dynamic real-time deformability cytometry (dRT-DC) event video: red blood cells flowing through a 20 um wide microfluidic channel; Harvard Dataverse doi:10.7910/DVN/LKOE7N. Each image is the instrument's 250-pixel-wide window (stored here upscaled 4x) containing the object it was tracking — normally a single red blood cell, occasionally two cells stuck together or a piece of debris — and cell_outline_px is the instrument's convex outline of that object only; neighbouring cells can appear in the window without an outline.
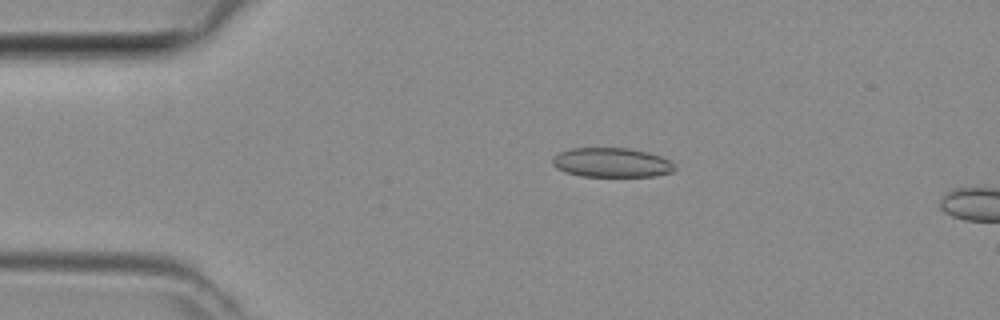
{"species": "common noctule bat (a hibernating species)", "species_latin": "Nyctalus noctula", "temperature_condition": "room temperature", "stored_images_in_passage": 7, "camera_frame_rate_fps": 3000, "um_per_image_px": 0.085, "animal": {"sex": "female", "body_mass_g": 29.2, "forearm_length_mm": 56.3}, "frame": {"image": 1, "passage_image": 4, "time_ms": 1.0, "image_size_px": [1000, 320], "cell_outline_px": [[676, 168], [672, 172], [656, 176], [580, 176], [556, 168], [552, 164], [552, 160], [560, 152], [572, 148], [628, 148], [660, 156], [668, 160]], "centroid_in_image_um": [51.98, 13.82], "position_along_channel_um": 33.0, "area_um2": 20.63}}